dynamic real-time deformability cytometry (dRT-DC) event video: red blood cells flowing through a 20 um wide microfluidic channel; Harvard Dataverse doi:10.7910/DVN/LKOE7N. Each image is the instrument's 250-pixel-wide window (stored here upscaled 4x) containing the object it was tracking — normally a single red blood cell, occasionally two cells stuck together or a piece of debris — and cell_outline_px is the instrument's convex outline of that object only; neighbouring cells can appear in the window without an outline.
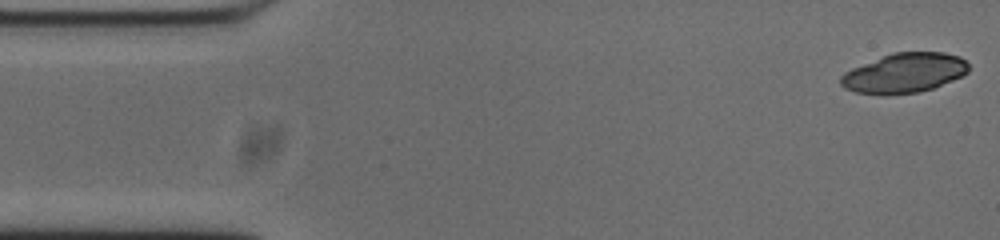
{"species": "common noctule bat (a hibernating species)", "species_latin": "Nyctalus noctula", "temperature_condition": "cold", "stored_images_in_passage": 53, "camera_frame_rate_fps": 3000, "um_per_image_px": 0.085, "animal": {"sex": "male", "body_mass_g": 20.0, "forearm_length_mm": 53.3}, "frame": {"image": 1, "passage_image": 1, "time_ms": 0.0, "image_size_px": [1000, 240], "cell_outline_px": [[968, 72], [952, 80], [932, 88], [920, 92], [884, 96], [856, 92], [844, 88], [840, 84], [840, 76], [844, 72], [852, 68], [892, 52], [944, 52], [960, 56], [968, 64]], "centroid_in_image_um": [76.83, 6.21], "position_along_channel_um": 8.2, "area_um2": 29.71}}